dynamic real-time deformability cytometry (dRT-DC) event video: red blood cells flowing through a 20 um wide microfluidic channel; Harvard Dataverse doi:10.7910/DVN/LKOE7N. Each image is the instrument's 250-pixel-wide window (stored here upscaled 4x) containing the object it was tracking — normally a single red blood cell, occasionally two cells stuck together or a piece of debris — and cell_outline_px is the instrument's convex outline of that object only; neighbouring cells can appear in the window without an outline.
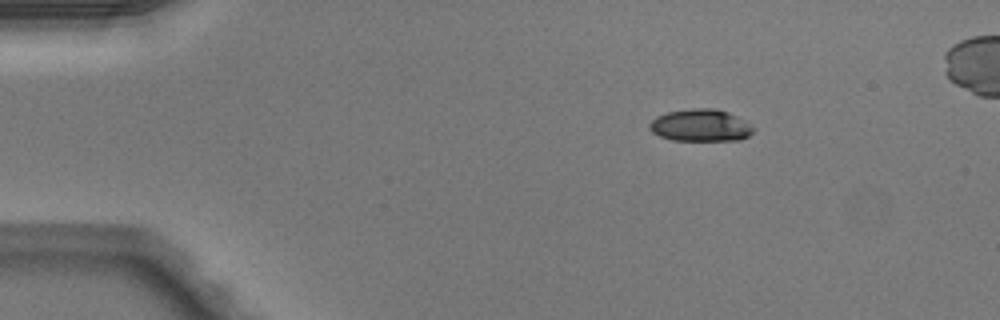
{"species": "Egyptian fruit bat (a non-hibernating species)", "species_latin": "Rousettus aegyptiacus", "temperature_condition": "warm", "stored_images_in_passage": 43, "camera_frame_rate_fps": 3000, "um_per_image_px": 0.085, "animal": {"sex": "male"}, "frame": {"image": 1, "passage_image": 1, "time_ms": 0.0, "image_size_px": [1000, 320], "cell_outline_px": [[756, 128], [748, 136], [740, 140], [672, 140], [660, 136], [652, 132], [648, 128], [648, 124], [656, 116], [668, 112], [692, 108], [716, 108], [728, 112], [736, 116]], "centroid_in_image_um": [59.53, 10.65], "position_along_channel_um": 25.5, "area_um2": 19.48}}
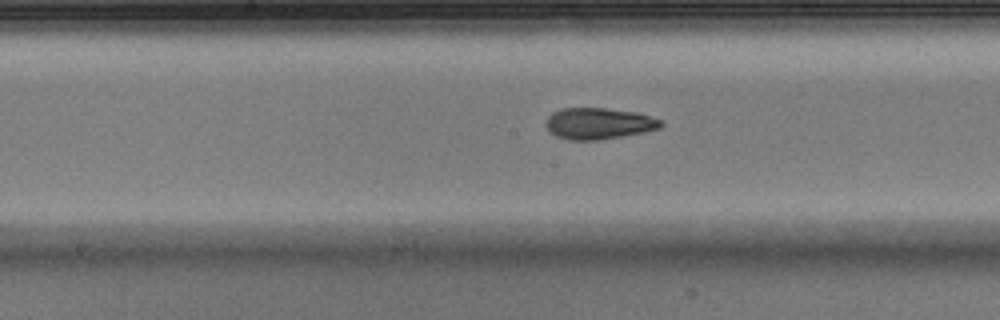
{"frame": {"image": 2, "passage_image": 19, "time_ms": 6.0, "image_size_px": [1000, 320], "cell_outline_px": [[664, 124], [660, 128], [600, 140], [568, 140], [556, 136], [548, 132], [544, 124], [548, 116], [552, 112], [560, 108], [604, 108], [636, 112], [664, 120]], "centroid_in_image_um": [50.84, 10.49], "position_along_channel_um": 197.4, "area_um2": 21.15}}
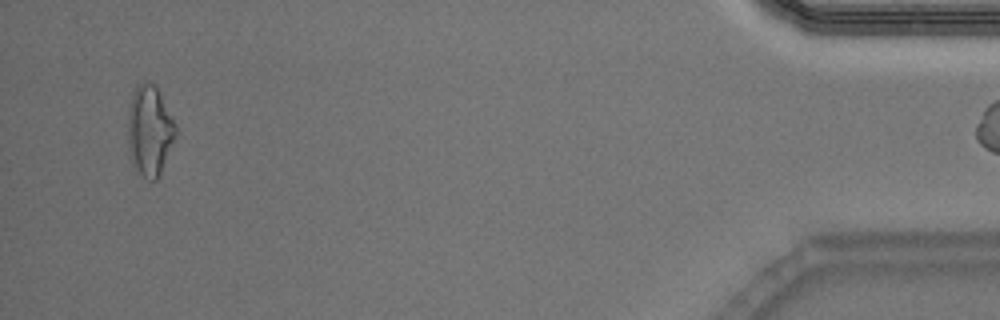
{"frame": {"image": 3, "passage_image": 41, "time_ms": 13.333, "image_size_px": [1000, 320], "cell_outline_px": [[176, 132], [160, 176], [156, 180], [148, 180], [132, 164], [128, 144], [128, 108], [132, 92], [136, 84], [156, 84], [176, 124]], "centroid_in_image_um": [12.71, 11.08], "position_along_channel_um": 422.5, "area_um2": 25.09}, "authors_computed_cell_mechanics": {"area_um2": 20.9814, "velocity_mm_per_s": 4.1079, "shape_relaxation_time_tau1_ms": 5.8663, "shape_relaxation_time_tau2_ms": 2.1461, "deformation_change_tau1": 0.1719, "deformation_change_tau2": 0.0935}}